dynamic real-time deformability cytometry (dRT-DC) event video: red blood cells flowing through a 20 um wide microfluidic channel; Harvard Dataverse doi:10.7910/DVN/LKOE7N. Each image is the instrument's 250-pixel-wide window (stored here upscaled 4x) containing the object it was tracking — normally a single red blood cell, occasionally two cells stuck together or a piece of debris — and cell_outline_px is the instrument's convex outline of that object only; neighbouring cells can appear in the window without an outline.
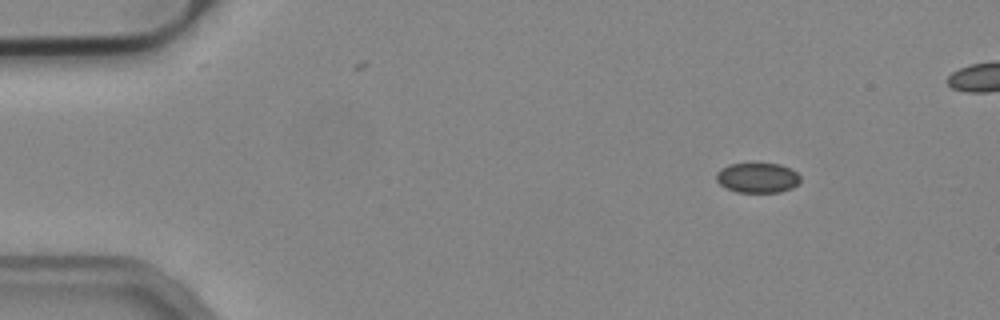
{"species": "common noctule bat (a hibernating species)", "species_latin": "Nyctalus noctula", "temperature_condition": "cold", "stored_images_in_passage": 49, "segment_of_instrument_passage": [1, 2], "camera_frame_rate_fps": 3000, "um_per_image_px": 0.085, "animal": {"sex": "male", "body_mass_g": 19.2, "forearm_length_mm": 51.8}, "frame": {"image": 1, "passage_image": 1, "time_ms": 0.0, "image_size_px": [1000, 320], "cell_outline_px": [[800, 180], [792, 188], [780, 192], [736, 192], [720, 184], [716, 180], [716, 172], [720, 168], [728, 164], [780, 164], [796, 172], [800, 176]], "centroid_in_image_um": [64.36, 15.11], "position_along_channel_um": 20.6, "area_um2": 14.57}}
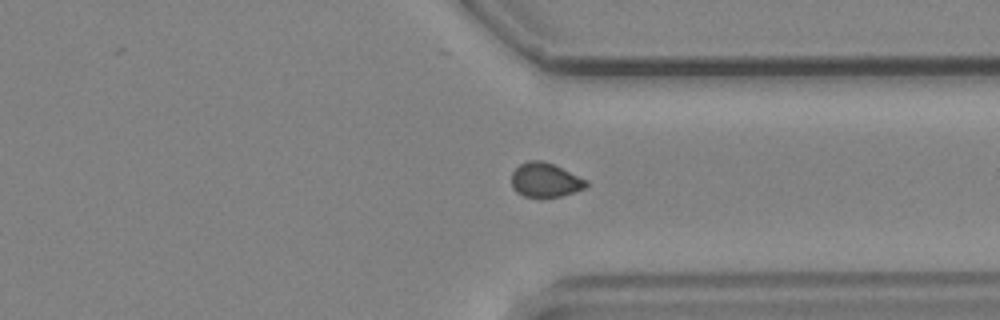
{"frame": {"image": 2, "passage_image": 35, "time_ms": 11.333, "image_size_px": [1000, 320], "cell_outline_px": [[588, 184], [584, 188], [576, 192], [560, 196], [540, 200], [524, 196], [516, 192], [512, 188], [512, 172], [520, 164], [528, 160], [544, 160], [588, 180]], "centroid_in_image_um": [46.33, 15.33], "position_along_channel_um": 365.1, "area_um2": 15.37}}
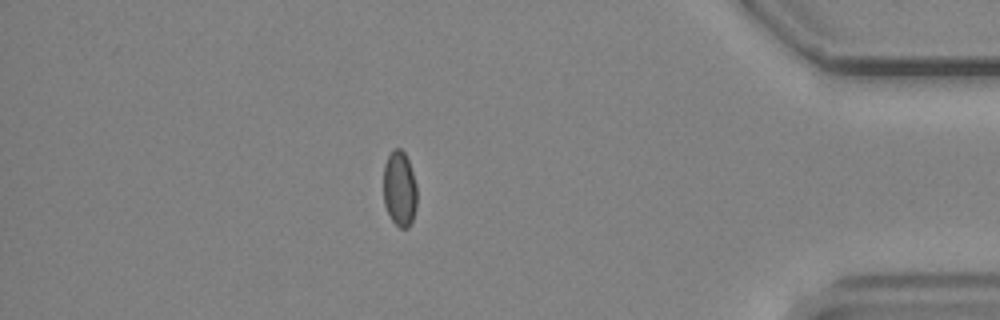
{"frame": {"image": 3, "passage_image": 41, "time_ms": 13.333, "image_size_px": [1000, 320], "cell_outline_px": [[416, 208], [412, 220], [408, 228], [400, 228], [392, 220], [384, 204], [384, 164], [392, 148], [400, 148], [404, 152], [408, 160], [416, 184]], "centroid_in_image_um": [33.96, 16.03], "position_along_channel_um": 401.2, "area_um2": 14.68}}